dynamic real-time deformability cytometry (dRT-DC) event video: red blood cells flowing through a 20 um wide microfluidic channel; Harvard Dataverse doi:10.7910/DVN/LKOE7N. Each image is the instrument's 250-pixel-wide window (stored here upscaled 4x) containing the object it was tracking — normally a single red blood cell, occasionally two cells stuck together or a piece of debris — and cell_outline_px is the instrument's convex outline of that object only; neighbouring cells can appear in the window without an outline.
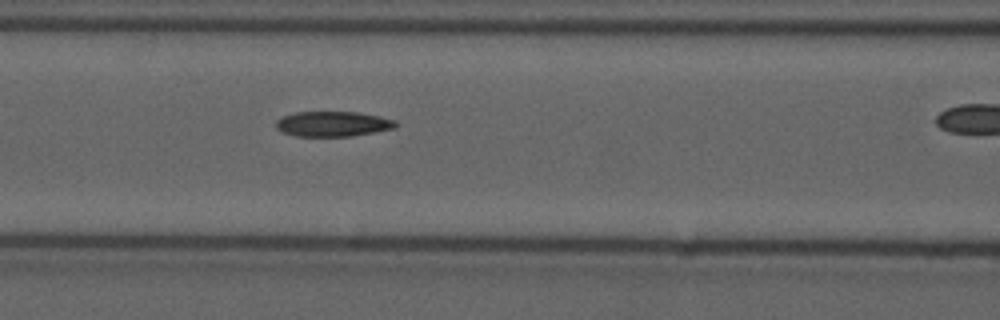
{"species": "common noctule bat (a hibernating species)", "species_latin": "Nyctalus noctula", "temperature_condition": "cold", "stored_images_in_passage": 20, "camera_frame_rate_fps": 3000, "um_per_image_px": 0.085, "animal": {"sex": "male", "forearm_length_mm": 52.5}, "frame": {"image": 1, "passage_image": 6, "time_ms": 1.667, "image_size_px": [1000, 320], "cell_outline_px": [[396, 128], [352, 136], [296, 136], [280, 132], [276, 128], [276, 120], [280, 116], [296, 112], [356, 112], [380, 116], [396, 120]], "centroid_in_image_um": [28.26, 10.53], "position_along_channel_um": 138.3, "area_um2": 17.69}}
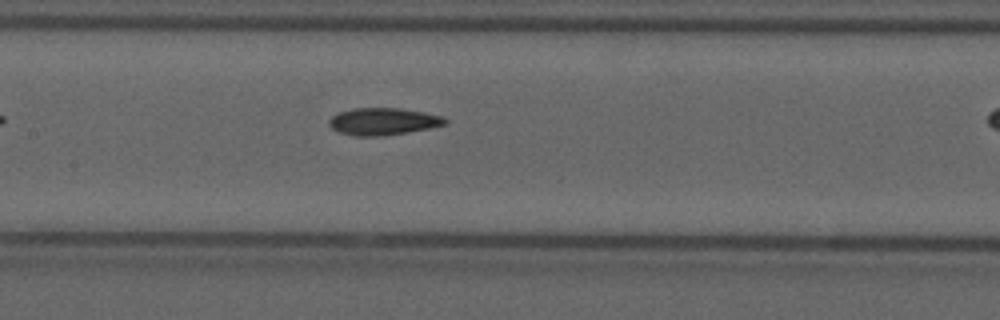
{"frame": {"image": 2, "passage_image": 9, "time_ms": 2.667, "image_size_px": [1000, 320], "cell_outline_px": [[448, 120], [444, 124], [428, 128], [384, 136], [356, 136], [336, 132], [328, 124], [328, 120], [336, 112], [352, 108], [400, 108], [424, 112], [440, 116]], "centroid_in_image_um": [32.48, 10.32], "position_along_channel_um": 174.9, "area_um2": 18.38}}
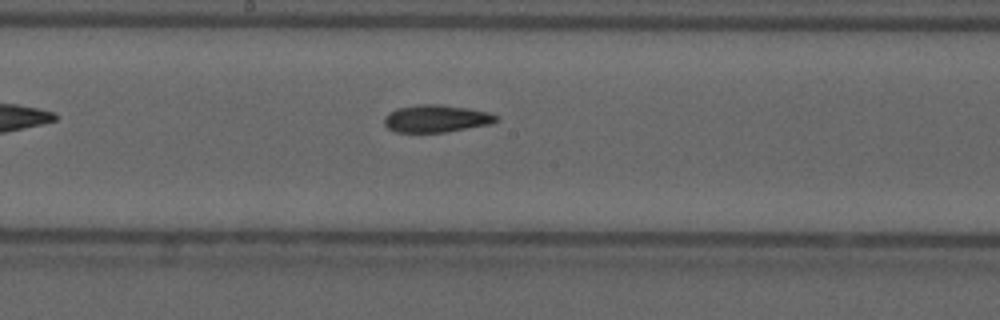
{"frame": {"image": 3, "passage_image": 12, "time_ms": 3.667, "image_size_px": [1000, 320], "cell_outline_px": [[500, 120], [488, 124], [444, 132], [396, 132], [388, 128], [384, 124], [384, 116], [388, 112], [396, 108], [416, 104], [440, 104], [468, 108], [488, 112], [496, 116]], "centroid_in_image_um": [37.02, 10.06], "position_along_channel_um": 211.2, "area_um2": 17.86}}